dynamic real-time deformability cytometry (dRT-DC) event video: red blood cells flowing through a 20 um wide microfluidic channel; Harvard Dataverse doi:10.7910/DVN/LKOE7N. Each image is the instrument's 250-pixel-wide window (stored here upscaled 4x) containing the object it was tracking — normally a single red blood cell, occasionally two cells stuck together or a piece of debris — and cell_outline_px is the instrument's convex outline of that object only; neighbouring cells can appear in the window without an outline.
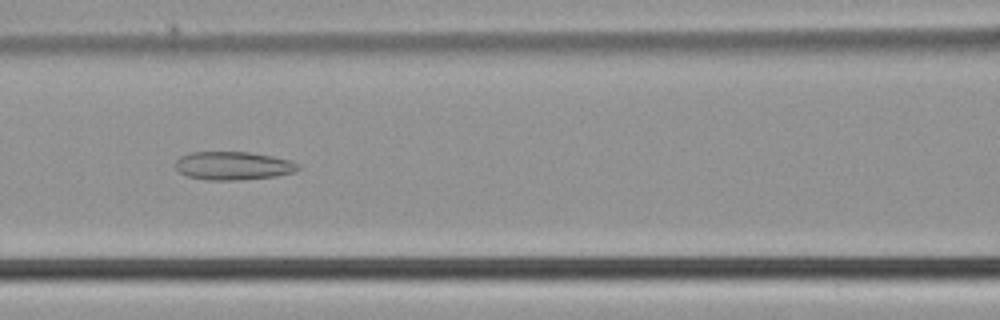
{"species": "common noctule bat (a hibernating species)", "species_latin": "Nyctalus noctula", "temperature_condition": "cold", "stored_images_in_passage": 37, "camera_frame_rate_fps": 3000, "um_per_image_px": 0.085, "animal": {"sex": "male", "body_mass_g": 21.5, "forearm_length_mm": 52.0}, "frame": {"image": 1, "passage_image": 14, "time_ms": 4.333, "image_size_px": [1000, 320], "cell_outline_px": [[300, 168], [296, 172], [276, 176], [236, 180], [208, 180], [188, 176], [180, 172], [176, 168], [176, 160], [180, 156], [192, 152], [248, 152], [272, 156], [288, 160], [300, 164]], "centroid_in_image_um": [19.84, 14.09], "position_along_channel_um": 146.8, "area_um2": 20.17}}
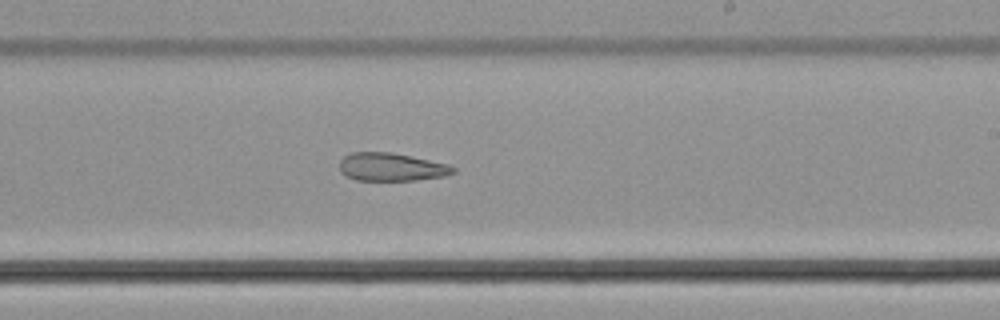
{"frame": {"image": 2, "passage_image": 22, "time_ms": 7.0, "image_size_px": [1000, 320], "cell_outline_px": [[456, 172], [444, 176], [416, 180], [356, 180], [344, 176], [340, 172], [340, 160], [344, 156], [352, 152], [392, 152], [412, 156], [448, 164], [456, 168]], "centroid_in_image_um": [33.25, 14.19], "position_along_channel_um": 255.7, "area_um2": 18.73}}
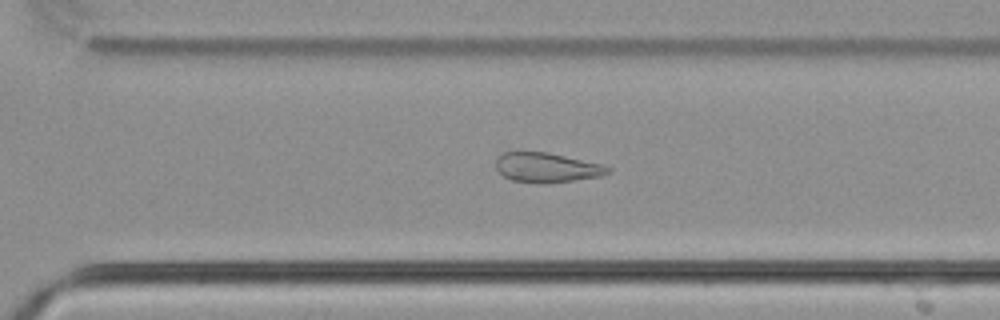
{"frame": {"image": 3, "passage_image": 27, "time_ms": 8.667, "image_size_px": [1000, 320], "cell_outline_px": [[612, 172], [600, 176], [548, 184], [536, 184], [512, 180], [504, 176], [496, 168], [496, 160], [504, 152], [516, 148], [548, 152], [604, 164], [612, 168]], "centroid_in_image_um": [46.46, 14.21], "position_along_channel_um": 324.1, "area_um2": 20.23}}